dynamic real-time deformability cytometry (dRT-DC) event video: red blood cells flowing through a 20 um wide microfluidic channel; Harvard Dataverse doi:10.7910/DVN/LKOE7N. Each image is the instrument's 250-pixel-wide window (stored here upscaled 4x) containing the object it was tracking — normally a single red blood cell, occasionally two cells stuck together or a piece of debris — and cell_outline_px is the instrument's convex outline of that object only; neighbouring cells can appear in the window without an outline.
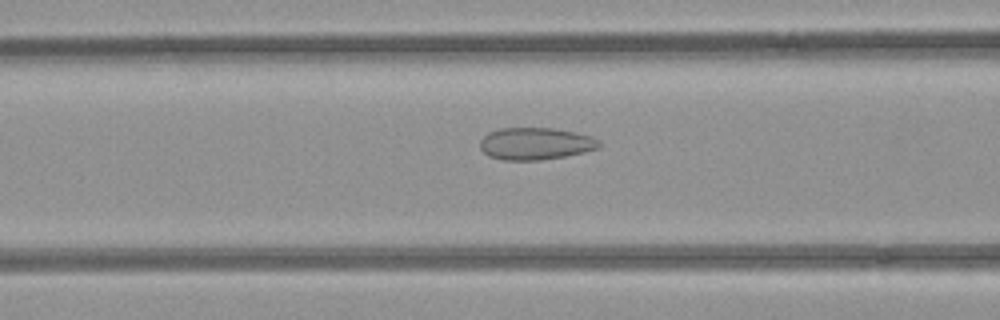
{"species": "common noctule bat (a hibernating species)", "species_latin": "Nyctalus noctula", "temperature_condition": "room temperature", "stored_images_in_passage": 51, "camera_frame_rate_fps": 3000, "um_per_image_px": 0.085, "animal": {"sex": "female", "body_mass_g": 21.9}, "frame": {"image": 1, "passage_image": 20, "time_ms": 6.333, "image_size_px": [1000, 320], "cell_outline_px": [[600, 148], [584, 152], [564, 156], [540, 160], [504, 160], [488, 156], [480, 148], [480, 140], [488, 132], [500, 128], [552, 128], [576, 132], [592, 136], [600, 140]], "centroid_in_image_um": [45.53, 12.2], "position_along_channel_um": 121.1, "area_um2": 22.43}}
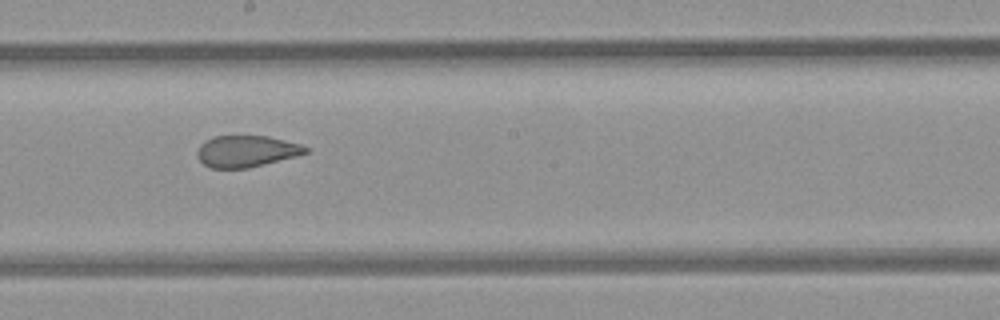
{"frame": {"image": 2, "passage_image": 28, "time_ms": 9.0, "image_size_px": [1000, 320], "cell_outline_px": [[308, 152], [296, 156], [248, 168], [212, 168], [204, 164], [196, 156], [196, 152], [200, 144], [204, 140], [212, 136], [268, 136], [300, 144], [308, 148]], "centroid_in_image_um": [20.9, 12.85], "position_along_channel_um": 227.3, "area_um2": 19.88}}
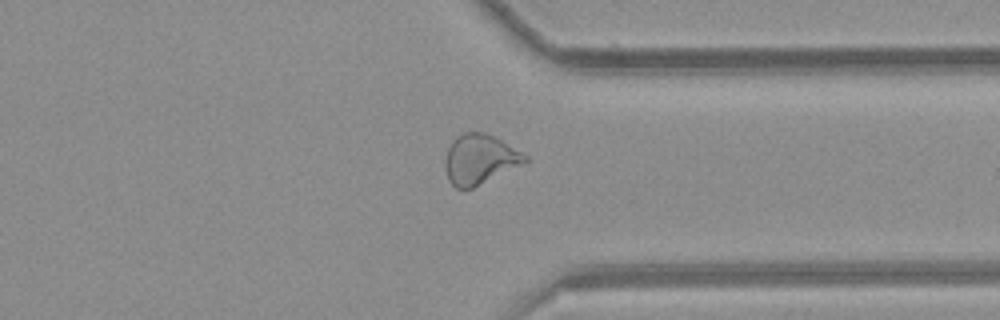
{"frame": {"image": 3, "passage_image": 39, "time_ms": 12.667, "image_size_px": [1000, 320], "cell_outline_px": [[528, 160], [472, 188], [456, 188], [448, 180], [444, 164], [444, 160], [448, 148], [452, 140], [456, 136], [464, 132], [484, 132], [500, 140], [528, 156]], "centroid_in_image_um": [40.71, 13.52], "position_along_channel_um": 370.7, "area_um2": 22.66}, "authors_computed_cell_mechanics": {"area_um2": 23.8714, "velocity_mm_per_s": 3.9723, "shape_relaxation_time_tau1_ms": null, "shape_relaxation_time_tau2_ms": 1.0678, "deformation_change_tau1": null, "deformation_change_tau2": 0.0599}}